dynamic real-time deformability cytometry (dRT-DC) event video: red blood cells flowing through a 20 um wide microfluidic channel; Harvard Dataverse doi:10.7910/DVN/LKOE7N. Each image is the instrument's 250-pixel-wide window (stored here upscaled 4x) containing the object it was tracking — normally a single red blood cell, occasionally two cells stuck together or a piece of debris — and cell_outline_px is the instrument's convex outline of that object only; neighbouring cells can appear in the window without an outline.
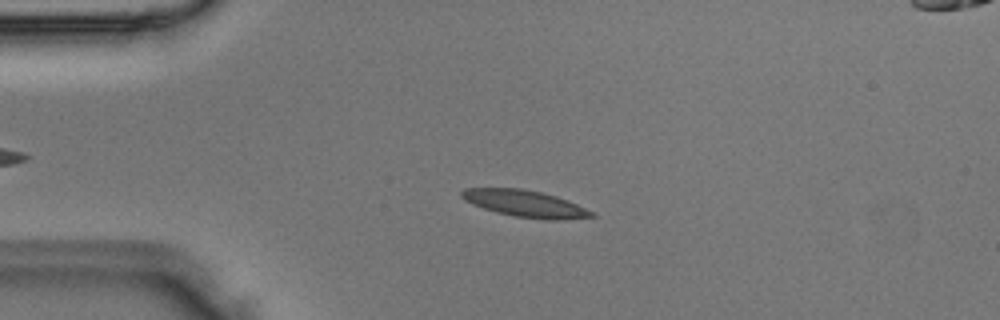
{"species": "Egyptian fruit bat (a non-hibernating species)", "species_latin": "Rousettus aegyptiacus", "temperature_condition": "room temperature", "stored_images_in_passage": 48, "camera_frame_rate_fps": 3000, "um_per_image_px": 0.085, "animal": {"sex": "male"}, "frame": {"image": 1, "passage_image": 11, "time_ms": 3.333, "image_size_px": [1000, 320], "cell_outline_px": [[596, 216], [560, 220], [544, 220], [516, 216], [496, 212], [472, 204], [464, 200], [460, 196], [460, 192], [464, 188], [520, 188], [540, 192], [556, 196], [568, 200], [592, 212]], "centroid_in_image_um": [44.6, 17.3], "position_along_channel_um": 40.4, "area_um2": 20.11}}
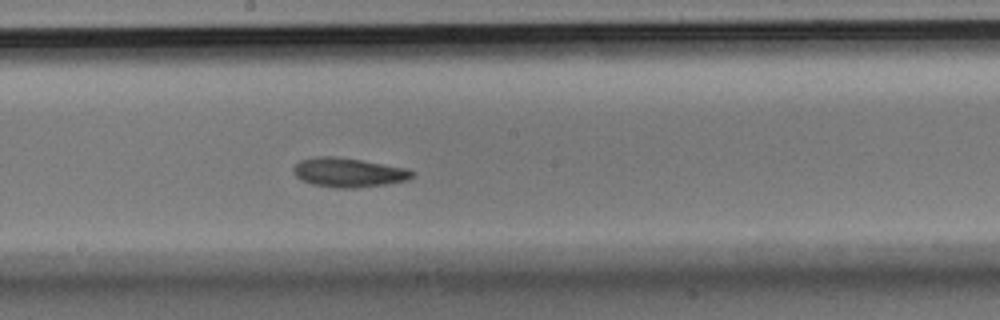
{"frame": {"image": 2, "passage_image": 26, "time_ms": 8.333, "image_size_px": [1000, 320], "cell_outline_px": [[416, 172], [412, 176], [404, 180], [384, 184], [356, 188], [336, 188], [312, 184], [296, 176], [292, 172], [292, 168], [300, 160], [316, 156], [336, 156], [408, 168]], "centroid_in_image_um": [29.59, 14.65], "position_along_channel_um": 218.6, "area_um2": 20.11}}
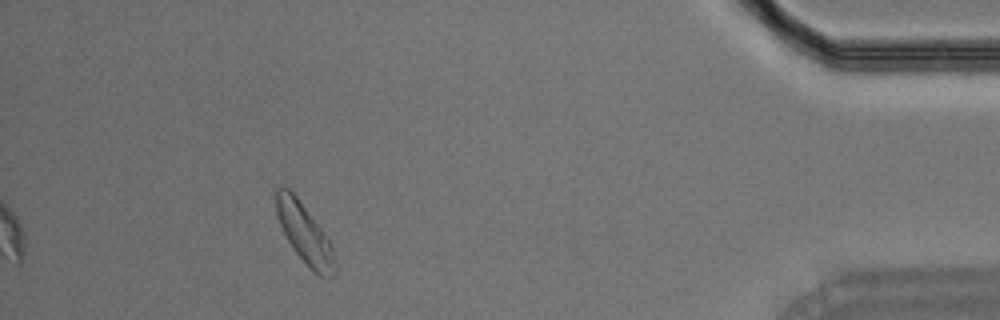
{"frame": {"image": 3, "passage_image": 44, "time_ms": 14.333, "image_size_px": [1000, 320], "cell_outline_px": [[336, 272], [332, 276], [320, 276], [292, 248], [276, 216], [276, 188], [288, 188], [296, 196], [332, 244], [336, 268]], "centroid_in_image_um": [25.89, 19.85], "position_along_channel_um": 409.3, "area_um2": 19.65}}